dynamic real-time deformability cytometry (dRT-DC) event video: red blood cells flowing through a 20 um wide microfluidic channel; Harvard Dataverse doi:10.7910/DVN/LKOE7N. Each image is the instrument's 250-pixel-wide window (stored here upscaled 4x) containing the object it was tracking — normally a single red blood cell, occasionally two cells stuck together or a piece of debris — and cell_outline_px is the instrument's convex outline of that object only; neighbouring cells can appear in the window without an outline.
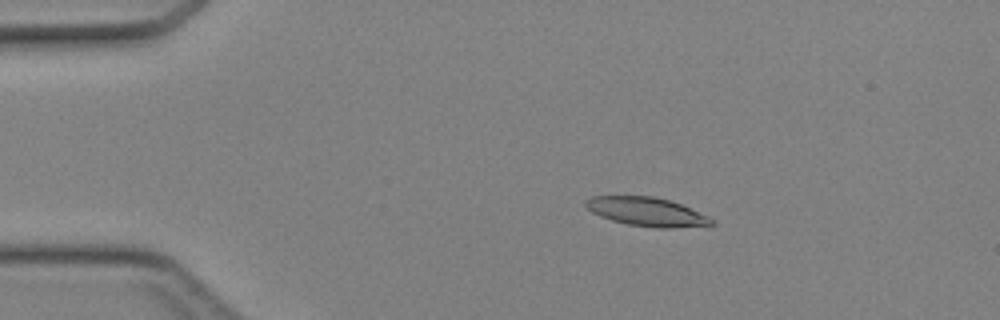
{"species": "Egyptian fruit bat (a non-hibernating species)", "species_latin": "Rousettus aegyptiacus", "temperature_condition": "cold", "stored_images_in_passage": 38, "camera_frame_rate_fps": 3000, "um_per_image_px": 0.085, "animal": {"sex": "female"}, "frame": {"image": 1, "passage_image": 1, "time_ms": 0.0, "image_size_px": [1000, 320], "cell_outline_px": [[716, 224], [668, 228], [656, 228], [628, 224], [612, 220], [600, 216], [592, 212], [584, 204], [584, 200], [592, 196], [652, 196], [668, 200], [680, 204], [708, 216]], "centroid_in_image_um": [54.93, 17.99], "position_along_channel_um": 30.1, "area_um2": 20.81}}
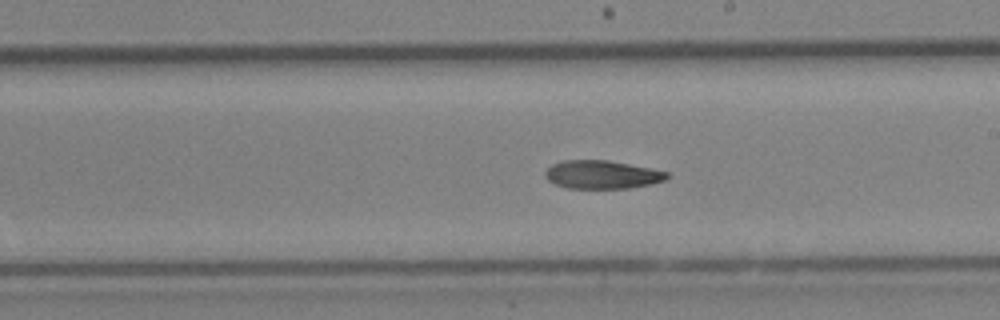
{"frame": {"image": 2, "passage_image": 19, "time_ms": 6.0, "image_size_px": [1000, 320], "cell_outline_px": [[672, 176], [664, 180], [652, 184], [628, 188], [568, 188], [556, 184], [548, 180], [544, 176], [544, 172], [552, 164], [564, 160], [608, 160], [652, 168], [668, 172]], "centroid_in_image_um": [51.2, 14.83], "position_along_channel_um": 237.8, "area_um2": 20.17}}
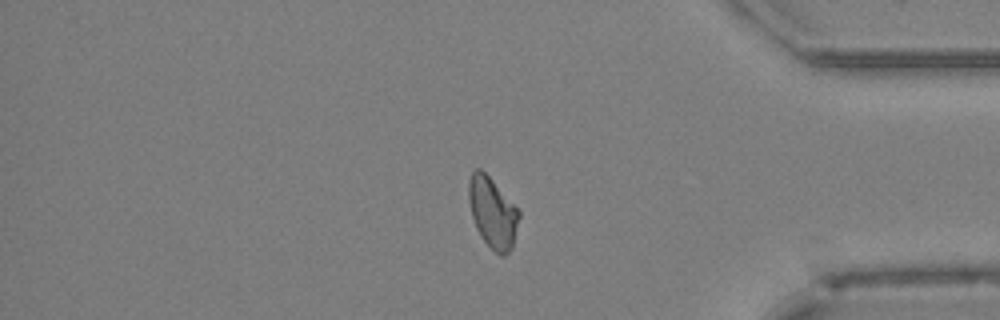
{"frame": {"image": 3, "passage_image": 31, "time_ms": 10.0, "image_size_px": [1000, 320], "cell_outline_px": [[520, 216], [512, 248], [504, 256], [500, 256], [480, 236], [476, 228], [472, 216], [468, 200], [468, 180], [472, 172], [476, 168], [480, 168], [492, 180], [520, 212]], "centroid_in_image_um": [41.85, 18.07], "position_along_channel_um": 393.3, "area_um2": 20.46}}